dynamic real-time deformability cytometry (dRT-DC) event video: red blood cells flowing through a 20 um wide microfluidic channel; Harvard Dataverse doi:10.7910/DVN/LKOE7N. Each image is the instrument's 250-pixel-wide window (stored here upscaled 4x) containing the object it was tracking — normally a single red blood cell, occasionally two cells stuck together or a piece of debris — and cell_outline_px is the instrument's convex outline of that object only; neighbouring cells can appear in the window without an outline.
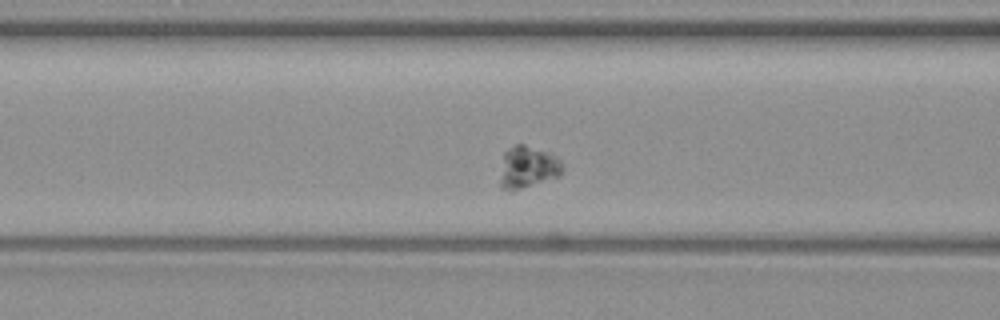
{"species": "common noctule bat (a hibernating species)", "species_latin": "Nyctalus noctula", "temperature_condition": "warm", "stored_images_in_passage": 32, "camera_frame_rate_fps": 3000, "um_per_image_px": 0.085, "animal": {"sex": "female", "body_mass_g": 19.3, "forearm_length_mm": 54.1}, "frame": {"image": 1, "passage_image": 14, "time_ms": 4.333, "image_size_px": [1000, 320], "cell_outline_px": [[564, 168], [560, 176], [508, 192], [500, 184], [500, 180], [504, 152], [508, 148], [516, 144], [524, 144], [552, 152], [560, 160]], "centroid_in_image_um": [44.89, 14.18], "position_along_channel_um": 121.7, "area_um2": 15.37}}
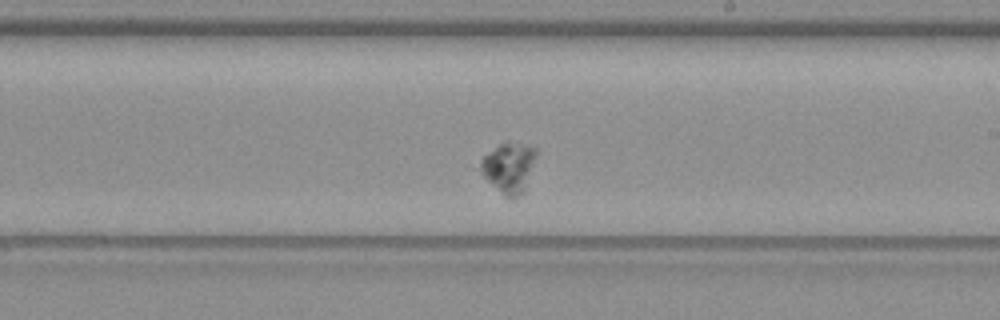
{"frame": {"image": 2, "passage_image": 24, "time_ms": 7.667, "image_size_px": [1000, 320], "cell_outline_px": [[536, 156], [524, 192], [520, 196], [504, 196], [480, 172], [480, 160], [488, 152], [504, 140], [508, 140], [532, 144], [536, 148]], "centroid_in_image_um": [43.27, 14.16], "position_along_channel_um": 245.7, "area_um2": 16.47}}
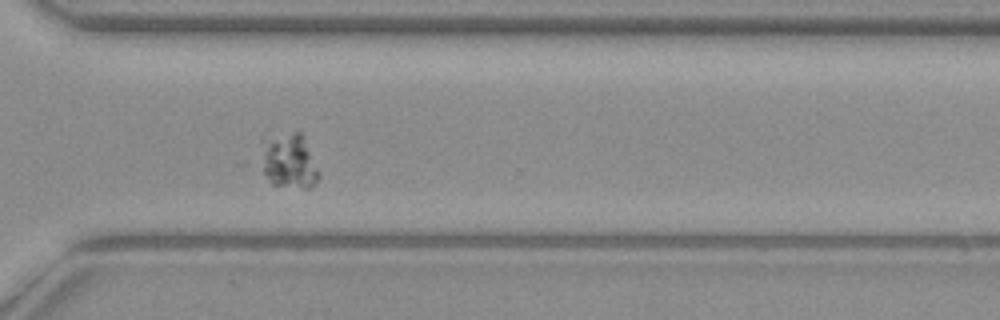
{"frame": {"image": 3, "passage_image": 32, "time_ms": 10.333, "image_size_px": [1000, 320], "cell_outline_px": [[320, 176], [312, 188], [304, 188], [272, 184], [268, 180], [256, 164], [264, 152], [272, 144], [296, 132], [300, 132], [304, 136], [320, 172]], "centroid_in_image_um": [24.65, 13.85], "position_along_channel_um": 345.9, "area_um2": 17.46}}